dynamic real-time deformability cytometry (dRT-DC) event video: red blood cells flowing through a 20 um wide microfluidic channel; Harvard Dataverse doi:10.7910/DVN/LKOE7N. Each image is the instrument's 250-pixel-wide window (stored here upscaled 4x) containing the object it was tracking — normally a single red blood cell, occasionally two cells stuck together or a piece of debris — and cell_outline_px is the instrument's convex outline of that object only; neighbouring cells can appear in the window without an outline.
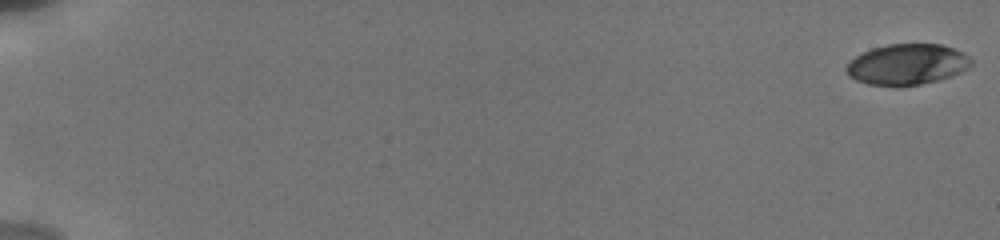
{"species": "human", "species_latin": "Homo sapiens", "temperature_condition": "cold", "stored_images_in_passage": 40, "camera_frame_rate_fps": 3000, "um_per_image_px": 0.085, "donor": {"sex": "male"}, "frame": {"image": 1, "passage_image": 1, "time_ms": 0.0, "image_size_px": [1000, 240], "cell_outline_px": [[972, 64], [968, 68], [952, 76], [920, 84], [868, 84], [856, 80], [848, 76], [844, 68], [856, 56], [872, 48], [888, 44], [944, 44], [964, 52], [972, 60]], "centroid_in_image_um": [77.13, 5.44], "position_along_channel_um": 7.9, "area_um2": 29.3}}
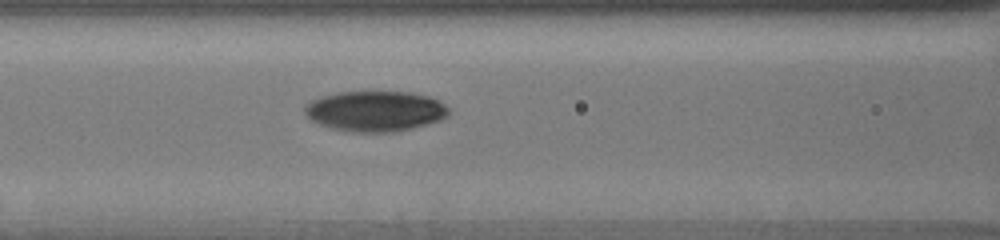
{"frame": {"image": 2, "passage_image": 35, "time_ms": 8.667, "image_size_px": [1000, 240], "cell_outline_px": [[448, 116], [440, 120], [428, 124], [396, 132], [352, 132], [328, 128], [312, 120], [304, 112], [304, 108], [312, 100], [320, 96], [336, 92], [412, 92], [428, 96], [440, 100], [448, 108]], "centroid_in_image_um": [31.9, 9.45], "position_along_channel_um": 134.7, "area_um2": 34.1}}
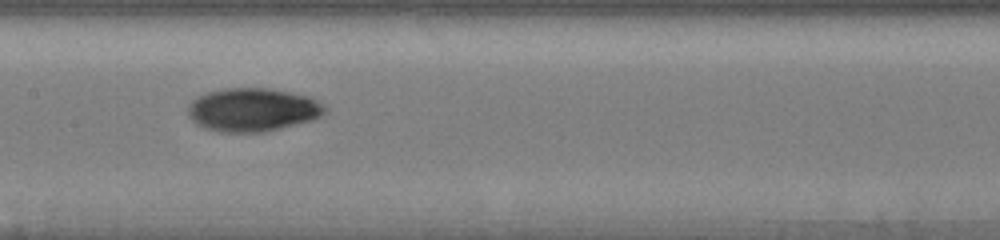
{"frame": {"image": 3, "passage_image": 39, "time_ms": 10.0, "image_size_px": [1000, 240], "cell_outline_px": [[328, 112], [312, 120], [264, 132], [220, 132], [196, 124], [188, 116], [188, 104], [196, 96], [208, 92], [224, 88], [268, 88], [292, 92], [308, 96], [324, 104], [328, 108]], "centroid_in_image_um": [21.49, 9.32], "position_along_channel_um": 185.9, "area_um2": 34.8}}